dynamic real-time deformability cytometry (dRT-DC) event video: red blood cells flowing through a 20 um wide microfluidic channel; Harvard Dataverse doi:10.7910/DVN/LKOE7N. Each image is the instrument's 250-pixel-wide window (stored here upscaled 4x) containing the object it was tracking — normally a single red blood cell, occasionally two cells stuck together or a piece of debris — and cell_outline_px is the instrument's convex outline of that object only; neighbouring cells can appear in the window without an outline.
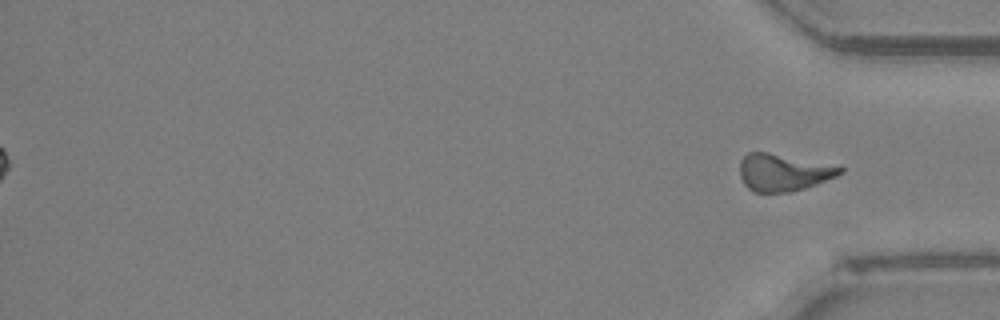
{"species": "Egyptian fruit bat (a non-hibernating species)", "species_latin": "Rousettus aegyptiacus", "temperature_condition": "room temperature", "stored_images_in_passage": 52, "segment_of_instrument_passage": [2, 2], "camera_frame_rate_fps": 3000, "um_per_image_px": 0.085, "animal": {"sex": "female"}, "frame": {"image": 1, "passage_image": 52, "time_ms": 17.0, "image_size_px": [1000, 320], "cell_outline_px": [[844, 172], [836, 176], [816, 184], [792, 192], [756, 192], [748, 188], [744, 184], [740, 176], [740, 160], [748, 152], [768, 152], [844, 168]], "centroid_in_image_um": [66.53, 14.66], "position_along_channel_um": 368.7, "area_um2": 21.33}}